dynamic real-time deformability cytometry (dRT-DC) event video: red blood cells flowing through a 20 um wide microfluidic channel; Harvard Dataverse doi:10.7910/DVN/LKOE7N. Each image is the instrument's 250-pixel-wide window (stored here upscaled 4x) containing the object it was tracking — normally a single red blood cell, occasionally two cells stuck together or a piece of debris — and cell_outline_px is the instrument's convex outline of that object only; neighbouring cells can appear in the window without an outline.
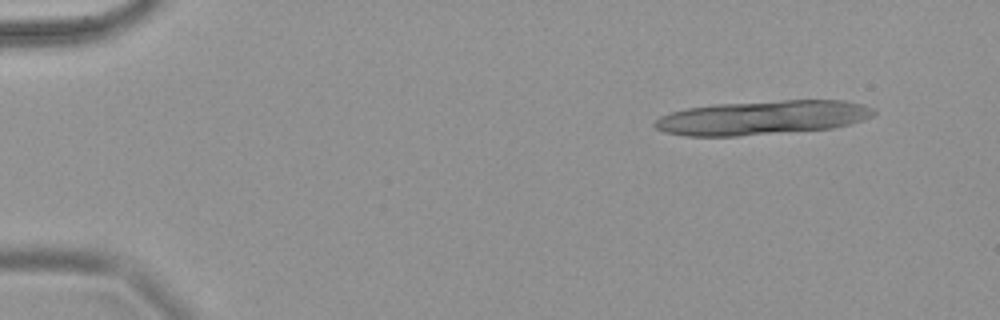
{"species": "common noctule bat (a hibernating species)", "species_latin": "Nyctalus noctula", "temperature_condition": "warm", "stored_images_in_passage": 7, "camera_frame_rate_fps": 3000, "um_per_image_px": 0.085, "animal": {"sex": "female", "body_mass_g": 18.4}, "frame": {"image": 1, "passage_image": 2, "time_ms": 0.333, "image_size_px": [1000, 320], "cell_outline_px": [[876, 112], [872, 116], [852, 124], [832, 128], [736, 136], [684, 136], [664, 132], [656, 128], [652, 124], [660, 116], [672, 112], [688, 108], [716, 104], [784, 100], [844, 100], [864, 104], [872, 108]], "centroid_in_image_um": [64.81, 10.0], "position_along_channel_um": 20.2, "area_um2": 43.52}}